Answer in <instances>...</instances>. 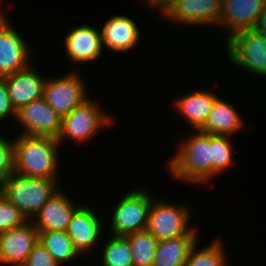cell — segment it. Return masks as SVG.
I'll return each mask as SVG.
<instances>
[{
	"mask_svg": "<svg viewBox=\"0 0 266 266\" xmlns=\"http://www.w3.org/2000/svg\"><path fill=\"white\" fill-rule=\"evenodd\" d=\"M59 147L60 144L53 137L18 134L14 139V172L30 177H60Z\"/></svg>",
	"mask_w": 266,
	"mask_h": 266,
	"instance_id": "6da1fadb",
	"label": "cell"
},
{
	"mask_svg": "<svg viewBox=\"0 0 266 266\" xmlns=\"http://www.w3.org/2000/svg\"><path fill=\"white\" fill-rule=\"evenodd\" d=\"M179 150L168 162L169 173L176 180L189 184H205L212 180L210 134L196 131L180 142Z\"/></svg>",
	"mask_w": 266,
	"mask_h": 266,
	"instance_id": "7a4b0ae2",
	"label": "cell"
},
{
	"mask_svg": "<svg viewBox=\"0 0 266 266\" xmlns=\"http://www.w3.org/2000/svg\"><path fill=\"white\" fill-rule=\"evenodd\" d=\"M57 179L30 177L14 172L0 185V193L13 203L27 220H32L59 190Z\"/></svg>",
	"mask_w": 266,
	"mask_h": 266,
	"instance_id": "3957f363",
	"label": "cell"
},
{
	"mask_svg": "<svg viewBox=\"0 0 266 266\" xmlns=\"http://www.w3.org/2000/svg\"><path fill=\"white\" fill-rule=\"evenodd\" d=\"M103 110V111H102ZM92 99H87L81 105L75 107L69 114L62 117L61 129L56 138L61 146L66 139L74 143H83L92 139L97 131L113 124L114 118L108 115Z\"/></svg>",
	"mask_w": 266,
	"mask_h": 266,
	"instance_id": "277c9868",
	"label": "cell"
},
{
	"mask_svg": "<svg viewBox=\"0 0 266 266\" xmlns=\"http://www.w3.org/2000/svg\"><path fill=\"white\" fill-rule=\"evenodd\" d=\"M153 198L149 191L142 188L131 190L121 197L112 212L111 234L126 236L147 230Z\"/></svg>",
	"mask_w": 266,
	"mask_h": 266,
	"instance_id": "5b68a950",
	"label": "cell"
},
{
	"mask_svg": "<svg viewBox=\"0 0 266 266\" xmlns=\"http://www.w3.org/2000/svg\"><path fill=\"white\" fill-rule=\"evenodd\" d=\"M189 206L173 205L153 198L149 210L147 230L158 240L164 241L184 235H198V229L190 228Z\"/></svg>",
	"mask_w": 266,
	"mask_h": 266,
	"instance_id": "8992f818",
	"label": "cell"
},
{
	"mask_svg": "<svg viewBox=\"0 0 266 266\" xmlns=\"http://www.w3.org/2000/svg\"><path fill=\"white\" fill-rule=\"evenodd\" d=\"M226 42L225 51L233 66L242 67L253 75L266 77L265 36L254 29L244 30L234 34Z\"/></svg>",
	"mask_w": 266,
	"mask_h": 266,
	"instance_id": "52a82bcc",
	"label": "cell"
},
{
	"mask_svg": "<svg viewBox=\"0 0 266 266\" xmlns=\"http://www.w3.org/2000/svg\"><path fill=\"white\" fill-rule=\"evenodd\" d=\"M79 75L73 71L59 78L45 80L43 98L61 117L89 99L86 84Z\"/></svg>",
	"mask_w": 266,
	"mask_h": 266,
	"instance_id": "ba28073f",
	"label": "cell"
},
{
	"mask_svg": "<svg viewBox=\"0 0 266 266\" xmlns=\"http://www.w3.org/2000/svg\"><path fill=\"white\" fill-rule=\"evenodd\" d=\"M223 0H173L161 13L164 19L187 26L219 27Z\"/></svg>",
	"mask_w": 266,
	"mask_h": 266,
	"instance_id": "9c48e42d",
	"label": "cell"
},
{
	"mask_svg": "<svg viewBox=\"0 0 266 266\" xmlns=\"http://www.w3.org/2000/svg\"><path fill=\"white\" fill-rule=\"evenodd\" d=\"M16 122L23 127L21 135L57 138L62 117L40 98L22 106L17 111Z\"/></svg>",
	"mask_w": 266,
	"mask_h": 266,
	"instance_id": "30bf717a",
	"label": "cell"
},
{
	"mask_svg": "<svg viewBox=\"0 0 266 266\" xmlns=\"http://www.w3.org/2000/svg\"><path fill=\"white\" fill-rule=\"evenodd\" d=\"M4 15L6 14L0 13V77L16 73L31 65L27 41Z\"/></svg>",
	"mask_w": 266,
	"mask_h": 266,
	"instance_id": "8fae6325",
	"label": "cell"
},
{
	"mask_svg": "<svg viewBox=\"0 0 266 266\" xmlns=\"http://www.w3.org/2000/svg\"><path fill=\"white\" fill-rule=\"evenodd\" d=\"M39 242V233L31 220L0 233V264L22 266Z\"/></svg>",
	"mask_w": 266,
	"mask_h": 266,
	"instance_id": "7c38bea8",
	"label": "cell"
},
{
	"mask_svg": "<svg viewBox=\"0 0 266 266\" xmlns=\"http://www.w3.org/2000/svg\"><path fill=\"white\" fill-rule=\"evenodd\" d=\"M67 59L74 63L86 64L98 60L102 55L101 31L84 24L72 28L64 37Z\"/></svg>",
	"mask_w": 266,
	"mask_h": 266,
	"instance_id": "4fadbf2b",
	"label": "cell"
},
{
	"mask_svg": "<svg viewBox=\"0 0 266 266\" xmlns=\"http://www.w3.org/2000/svg\"><path fill=\"white\" fill-rule=\"evenodd\" d=\"M102 223L98 214L87 204L81 206L73 213L66 233L73 241L75 250L79 255L90 253L102 235Z\"/></svg>",
	"mask_w": 266,
	"mask_h": 266,
	"instance_id": "5bb4252c",
	"label": "cell"
},
{
	"mask_svg": "<svg viewBox=\"0 0 266 266\" xmlns=\"http://www.w3.org/2000/svg\"><path fill=\"white\" fill-rule=\"evenodd\" d=\"M265 4L266 0H223L219 26L230 33L226 39L238 32L254 29Z\"/></svg>",
	"mask_w": 266,
	"mask_h": 266,
	"instance_id": "9a60e30c",
	"label": "cell"
},
{
	"mask_svg": "<svg viewBox=\"0 0 266 266\" xmlns=\"http://www.w3.org/2000/svg\"><path fill=\"white\" fill-rule=\"evenodd\" d=\"M59 189L31 220L38 232L66 231L73 213L81 206Z\"/></svg>",
	"mask_w": 266,
	"mask_h": 266,
	"instance_id": "2e32d148",
	"label": "cell"
},
{
	"mask_svg": "<svg viewBox=\"0 0 266 266\" xmlns=\"http://www.w3.org/2000/svg\"><path fill=\"white\" fill-rule=\"evenodd\" d=\"M29 65L27 68L3 76L6 81L11 103L16 111L22 106L43 97L44 79L38 71Z\"/></svg>",
	"mask_w": 266,
	"mask_h": 266,
	"instance_id": "e0dca14e",
	"label": "cell"
},
{
	"mask_svg": "<svg viewBox=\"0 0 266 266\" xmlns=\"http://www.w3.org/2000/svg\"><path fill=\"white\" fill-rule=\"evenodd\" d=\"M138 28L136 22L125 15L111 16L100 30L103 48L119 53L136 48L141 36Z\"/></svg>",
	"mask_w": 266,
	"mask_h": 266,
	"instance_id": "ac0fdd59",
	"label": "cell"
},
{
	"mask_svg": "<svg viewBox=\"0 0 266 266\" xmlns=\"http://www.w3.org/2000/svg\"><path fill=\"white\" fill-rule=\"evenodd\" d=\"M195 90L175 100V108L187 120L191 128L201 130L208 120L213 103L218 97L216 93L207 90Z\"/></svg>",
	"mask_w": 266,
	"mask_h": 266,
	"instance_id": "d6986e66",
	"label": "cell"
},
{
	"mask_svg": "<svg viewBox=\"0 0 266 266\" xmlns=\"http://www.w3.org/2000/svg\"><path fill=\"white\" fill-rule=\"evenodd\" d=\"M243 120L235 107L218 96L213 103L207 122L200 131L210 135L232 137L244 126Z\"/></svg>",
	"mask_w": 266,
	"mask_h": 266,
	"instance_id": "ffe728a7",
	"label": "cell"
},
{
	"mask_svg": "<svg viewBox=\"0 0 266 266\" xmlns=\"http://www.w3.org/2000/svg\"><path fill=\"white\" fill-rule=\"evenodd\" d=\"M199 235L158 241L153 266H185L192 246L198 241Z\"/></svg>",
	"mask_w": 266,
	"mask_h": 266,
	"instance_id": "44dd1931",
	"label": "cell"
},
{
	"mask_svg": "<svg viewBox=\"0 0 266 266\" xmlns=\"http://www.w3.org/2000/svg\"><path fill=\"white\" fill-rule=\"evenodd\" d=\"M39 233V244H41L54 258L59 266L74 260L80 256L75 250L73 241L66 231H47Z\"/></svg>",
	"mask_w": 266,
	"mask_h": 266,
	"instance_id": "7402d4cb",
	"label": "cell"
},
{
	"mask_svg": "<svg viewBox=\"0 0 266 266\" xmlns=\"http://www.w3.org/2000/svg\"><path fill=\"white\" fill-rule=\"evenodd\" d=\"M129 241L134 266H153L158 240L148 231L134 232L125 236Z\"/></svg>",
	"mask_w": 266,
	"mask_h": 266,
	"instance_id": "603a6c76",
	"label": "cell"
},
{
	"mask_svg": "<svg viewBox=\"0 0 266 266\" xmlns=\"http://www.w3.org/2000/svg\"><path fill=\"white\" fill-rule=\"evenodd\" d=\"M111 238V239H110ZM102 247L103 266H134L129 241L125 236H112Z\"/></svg>",
	"mask_w": 266,
	"mask_h": 266,
	"instance_id": "cb8c5ba5",
	"label": "cell"
},
{
	"mask_svg": "<svg viewBox=\"0 0 266 266\" xmlns=\"http://www.w3.org/2000/svg\"><path fill=\"white\" fill-rule=\"evenodd\" d=\"M222 244L221 239H217L198 250L196 241L189 252L185 266H228L225 248Z\"/></svg>",
	"mask_w": 266,
	"mask_h": 266,
	"instance_id": "d4e9b609",
	"label": "cell"
},
{
	"mask_svg": "<svg viewBox=\"0 0 266 266\" xmlns=\"http://www.w3.org/2000/svg\"><path fill=\"white\" fill-rule=\"evenodd\" d=\"M230 136L210 135L212 153V180L234 163Z\"/></svg>",
	"mask_w": 266,
	"mask_h": 266,
	"instance_id": "484cf974",
	"label": "cell"
},
{
	"mask_svg": "<svg viewBox=\"0 0 266 266\" xmlns=\"http://www.w3.org/2000/svg\"><path fill=\"white\" fill-rule=\"evenodd\" d=\"M27 221L21 211L0 193V233L21 226Z\"/></svg>",
	"mask_w": 266,
	"mask_h": 266,
	"instance_id": "4316f807",
	"label": "cell"
},
{
	"mask_svg": "<svg viewBox=\"0 0 266 266\" xmlns=\"http://www.w3.org/2000/svg\"><path fill=\"white\" fill-rule=\"evenodd\" d=\"M7 139L0 136V185L14 173V139Z\"/></svg>",
	"mask_w": 266,
	"mask_h": 266,
	"instance_id": "83f0119b",
	"label": "cell"
},
{
	"mask_svg": "<svg viewBox=\"0 0 266 266\" xmlns=\"http://www.w3.org/2000/svg\"><path fill=\"white\" fill-rule=\"evenodd\" d=\"M22 266H59L52 255L41 245L38 244L29 254L26 262Z\"/></svg>",
	"mask_w": 266,
	"mask_h": 266,
	"instance_id": "f1b7e54d",
	"label": "cell"
},
{
	"mask_svg": "<svg viewBox=\"0 0 266 266\" xmlns=\"http://www.w3.org/2000/svg\"><path fill=\"white\" fill-rule=\"evenodd\" d=\"M9 115L16 119L17 111L11 103L5 78L0 77V120H4Z\"/></svg>",
	"mask_w": 266,
	"mask_h": 266,
	"instance_id": "f546056e",
	"label": "cell"
},
{
	"mask_svg": "<svg viewBox=\"0 0 266 266\" xmlns=\"http://www.w3.org/2000/svg\"><path fill=\"white\" fill-rule=\"evenodd\" d=\"M254 30L266 37V4L255 24Z\"/></svg>",
	"mask_w": 266,
	"mask_h": 266,
	"instance_id": "4dcf8cb0",
	"label": "cell"
},
{
	"mask_svg": "<svg viewBox=\"0 0 266 266\" xmlns=\"http://www.w3.org/2000/svg\"><path fill=\"white\" fill-rule=\"evenodd\" d=\"M147 2L149 7H156L157 9L160 8L162 11L168 4H170L173 0H144Z\"/></svg>",
	"mask_w": 266,
	"mask_h": 266,
	"instance_id": "1f68e13d",
	"label": "cell"
},
{
	"mask_svg": "<svg viewBox=\"0 0 266 266\" xmlns=\"http://www.w3.org/2000/svg\"><path fill=\"white\" fill-rule=\"evenodd\" d=\"M1 1L2 0H0V10L3 12L2 8H1L2 7L1 4H3V2L1 3Z\"/></svg>",
	"mask_w": 266,
	"mask_h": 266,
	"instance_id": "d6a6232c",
	"label": "cell"
}]
</instances>
